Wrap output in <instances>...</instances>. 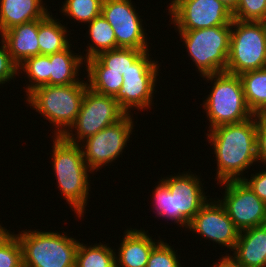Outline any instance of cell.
<instances>
[{
	"mask_svg": "<svg viewBox=\"0 0 266 267\" xmlns=\"http://www.w3.org/2000/svg\"><path fill=\"white\" fill-rule=\"evenodd\" d=\"M256 133L257 115L240 123L216 126L205 133L215 154L216 183L242 180L246 170L258 163Z\"/></svg>",
	"mask_w": 266,
	"mask_h": 267,
	"instance_id": "1",
	"label": "cell"
},
{
	"mask_svg": "<svg viewBox=\"0 0 266 267\" xmlns=\"http://www.w3.org/2000/svg\"><path fill=\"white\" fill-rule=\"evenodd\" d=\"M167 175L159 178L152 192L153 213L185 229L199 212L200 208L211 198L206 196L200 176L193 172ZM169 176V177H168Z\"/></svg>",
	"mask_w": 266,
	"mask_h": 267,
	"instance_id": "2",
	"label": "cell"
},
{
	"mask_svg": "<svg viewBox=\"0 0 266 267\" xmlns=\"http://www.w3.org/2000/svg\"><path fill=\"white\" fill-rule=\"evenodd\" d=\"M52 166L57 188L76 217L83 218L91 191V177L94 172L85 163L79 144L66 141L62 136H52Z\"/></svg>",
	"mask_w": 266,
	"mask_h": 267,
	"instance_id": "3",
	"label": "cell"
},
{
	"mask_svg": "<svg viewBox=\"0 0 266 267\" xmlns=\"http://www.w3.org/2000/svg\"><path fill=\"white\" fill-rule=\"evenodd\" d=\"M87 88L84 80L70 85H43L24 99L30 108L55 127L52 136H62L75 122Z\"/></svg>",
	"mask_w": 266,
	"mask_h": 267,
	"instance_id": "4",
	"label": "cell"
},
{
	"mask_svg": "<svg viewBox=\"0 0 266 267\" xmlns=\"http://www.w3.org/2000/svg\"><path fill=\"white\" fill-rule=\"evenodd\" d=\"M201 78L213 85L209 86L211 90L202 103L209 130L224 124L240 123L254 116L246 103L239 75L220 72Z\"/></svg>",
	"mask_w": 266,
	"mask_h": 267,
	"instance_id": "5",
	"label": "cell"
},
{
	"mask_svg": "<svg viewBox=\"0 0 266 267\" xmlns=\"http://www.w3.org/2000/svg\"><path fill=\"white\" fill-rule=\"evenodd\" d=\"M22 230L16 234L22 247L23 267H75L79 242L67 232Z\"/></svg>",
	"mask_w": 266,
	"mask_h": 267,
	"instance_id": "6",
	"label": "cell"
},
{
	"mask_svg": "<svg viewBox=\"0 0 266 267\" xmlns=\"http://www.w3.org/2000/svg\"><path fill=\"white\" fill-rule=\"evenodd\" d=\"M178 31L181 41L201 75L225 72L230 50L231 25Z\"/></svg>",
	"mask_w": 266,
	"mask_h": 267,
	"instance_id": "7",
	"label": "cell"
},
{
	"mask_svg": "<svg viewBox=\"0 0 266 267\" xmlns=\"http://www.w3.org/2000/svg\"><path fill=\"white\" fill-rule=\"evenodd\" d=\"M263 68H266V34L263 22L233 19L225 72L240 75Z\"/></svg>",
	"mask_w": 266,
	"mask_h": 267,
	"instance_id": "8",
	"label": "cell"
},
{
	"mask_svg": "<svg viewBox=\"0 0 266 267\" xmlns=\"http://www.w3.org/2000/svg\"><path fill=\"white\" fill-rule=\"evenodd\" d=\"M145 51L123 74V85L114 96L120 107L127 113L131 110L146 111L154 106V94L159 78V61ZM153 59V60H152ZM154 97V98H153ZM134 108V109H133Z\"/></svg>",
	"mask_w": 266,
	"mask_h": 267,
	"instance_id": "9",
	"label": "cell"
},
{
	"mask_svg": "<svg viewBox=\"0 0 266 267\" xmlns=\"http://www.w3.org/2000/svg\"><path fill=\"white\" fill-rule=\"evenodd\" d=\"M126 114L113 96L99 94L87 88L75 122L62 137L69 143L80 144Z\"/></svg>",
	"mask_w": 266,
	"mask_h": 267,
	"instance_id": "10",
	"label": "cell"
},
{
	"mask_svg": "<svg viewBox=\"0 0 266 267\" xmlns=\"http://www.w3.org/2000/svg\"><path fill=\"white\" fill-rule=\"evenodd\" d=\"M134 116L126 114L122 119L82 141L79 145L87 166L95 173L102 167L119 160L134 131ZM99 169V170H98Z\"/></svg>",
	"mask_w": 266,
	"mask_h": 267,
	"instance_id": "11",
	"label": "cell"
},
{
	"mask_svg": "<svg viewBox=\"0 0 266 267\" xmlns=\"http://www.w3.org/2000/svg\"><path fill=\"white\" fill-rule=\"evenodd\" d=\"M174 30H196L231 25L232 11L220 0H169ZM176 28V29H175Z\"/></svg>",
	"mask_w": 266,
	"mask_h": 267,
	"instance_id": "12",
	"label": "cell"
},
{
	"mask_svg": "<svg viewBox=\"0 0 266 267\" xmlns=\"http://www.w3.org/2000/svg\"><path fill=\"white\" fill-rule=\"evenodd\" d=\"M216 184L225 191L221 199H215L224 207L240 231L266 224V204L243 180H228Z\"/></svg>",
	"mask_w": 266,
	"mask_h": 267,
	"instance_id": "13",
	"label": "cell"
},
{
	"mask_svg": "<svg viewBox=\"0 0 266 267\" xmlns=\"http://www.w3.org/2000/svg\"><path fill=\"white\" fill-rule=\"evenodd\" d=\"M132 0H104L101 14L112 26L117 48L151 50L139 10Z\"/></svg>",
	"mask_w": 266,
	"mask_h": 267,
	"instance_id": "14",
	"label": "cell"
},
{
	"mask_svg": "<svg viewBox=\"0 0 266 267\" xmlns=\"http://www.w3.org/2000/svg\"><path fill=\"white\" fill-rule=\"evenodd\" d=\"M204 239L233 251L240 230L235 226L224 207L215 198L208 200L189 222L185 229Z\"/></svg>",
	"mask_w": 266,
	"mask_h": 267,
	"instance_id": "15",
	"label": "cell"
},
{
	"mask_svg": "<svg viewBox=\"0 0 266 267\" xmlns=\"http://www.w3.org/2000/svg\"><path fill=\"white\" fill-rule=\"evenodd\" d=\"M120 247L115 249L116 267H147L153 247L161 240L152 239L144 229L127 228ZM156 241V242H155Z\"/></svg>",
	"mask_w": 266,
	"mask_h": 267,
	"instance_id": "16",
	"label": "cell"
},
{
	"mask_svg": "<svg viewBox=\"0 0 266 267\" xmlns=\"http://www.w3.org/2000/svg\"><path fill=\"white\" fill-rule=\"evenodd\" d=\"M12 60L19 66L27 58L40 55L38 20L16 25L1 34Z\"/></svg>",
	"mask_w": 266,
	"mask_h": 267,
	"instance_id": "17",
	"label": "cell"
},
{
	"mask_svg": "<svg viewBox=\"0 0 266 267\" xmlns=\"http://www.w3.org/2000/svg\"><path fill=\"white\" fill-rule=\"evenodd\" d=\"M233 252L244 267H266V224L240 231Z\"/></svg>",
	"mask_w": 266,
	"mask_h": 267,
	"instance_id": "18",
	"label": "cell"
},
{
	"mask_svg": "<svg viewBox=\"0 0 266 267\" xmlns=\"http://www.w3.org/2000/svg\"><path fill=\"white\" fill-rule=\"evenodd\" d=\"M46 4L43 0H0V34L16 25L43 19L50 13Z\"/></svg>",
	"mask_w": 266,
	"mask_h": 267,
	"instance_id": "19",
	"label": "cell"
},
{
	"mask_svg": "<svg viewBox=\"0 0 266 267\" xmlns=\"http://www.w3.org/2000/svg\"><path fill=\"white\" fill-rule=\"evenodd\" d=\"M71 47L49 55L50 85H70L81 81L78 76H81L79 71L85 66V60L81 51L80 54L74 53Z\"/></svg>",
	"mask_w": 266,
	"mask_h": 267,
	"instance_id": "20",
	"label": "cell"
},
{
	"mask_svg": "<svg viewBox=\"0 0 266 267\" xmlns=\"http://www.w3.org/2000/svg\"><path fill=\"white\" fill-rule=\"evenodd\" d=\"M66 25H63L59 19L53 17L50 12L43 19H38V44L40 54L51 55L68 48L71 44Z\"/></svg>",
	"mask_w": 266,
	"mask_h": 267,
	"instance_id": "21",
	"label": "cell"
},
{
	"mask_svg": "<svg viewBox=\"0 0 266 267\" xmlns=\"http://www.w3.org/2000/svg\"><path fill=\"white\" fill-rule=\"evenodd\" d=\"M85 66L88 88L94 92L114 97L122 87L123 75L109 71L96 57L86 60Z\"/></svg>",
	"mask_w": 266,
	"mask_h": 267,
	"instance_id": "22",
	"label": "cell"
},
{
	"mask_svg": "<svg viewBox=\"0 0 266 267\" xmlns=\"http://www.w3.org/2000/svg\"><path fill=\"white\" fill-rule=\"evenodd\" d=\"M87 26L88 36L86 37H88L91 43L86 46V50H83L87 52L82 55L85 61L98 56L102 52L117 49V41L113 28L102 14L94 18Z\"/></svg>",
	"mask_w": 266,
	"mask_h": 267,
	"instance_id": "23",
	"label": "cell"
},
{
	"mask_svg": "<svg viewBox=\"0 0 266 267\" xmlns=\"http://www.w3.org/2000/svg\"><path fill=\"white\" fill-rule=\"evenodd\" d=\"M246 103L254 115L266 110V68L247 71L239 75Z\"/></svg>",
	"mask_w": 266,
	"mask_h": 267,
	"instance_id": "24",
	"label": "cell"
},
{
	"mask_svg": "<svg viewBox=\"0 0 266 267\" xmlns=\"http://www.w3.org/2000/svg\"><path fill=\"white\" fill-rule=\"evenodd\" d=\"M105 243L87 245L79 242L75 267H116L115 250Z\"/></svg>",
	"mask_w": 266,
	"mask_h": 267,
	"instance_id": "25",
	"label": "cell"
},
{
	"mask_svg": "<svg viewBox=\"0 0 266 267\" xmlns=\"http://www.w3.org/2000/svg\"><path fill=\"white\" fill-rule=\"evenodd\" d=\"M19 75L25 74L28 79L25 86L27 96L34 89L43 85H50L49 74V55H36L27 58L22 64L18 66Z\"/></svg>",
	"mask_w": 266,
	"mask_h": 267,
	"instance_id": "26",
	"label": "cell"
},
{
	"mask_svg": "<svg viewBox=\"0 0 266 267\" xmlns=\"http://www.w3.org/2000/svg\"><path fill=\"white\" fill-rule=\"evenodd\" d=\"M104 0H64L60 10L66 18L74 22L86 23L87 25L94 18L101 14ZM71 18V19H70ZM76 20V21H75Z\"/></svg>",
	"mask_w": 266,
	"mask_h": 267,
	"instance_id": "27",
	"label": "cell"
},
{
	"mask_svg": "<svg viewBox=\"0 0 266 267\" xmlns=\"http://www.w3.org/2000/svg\"><path fill=\"white\" fill-rule=\"evenodd\" d=\"M145 51L151 50H137L133 48H117L114 50L100 53L96 58L106 67L109 71H115L121 75L130 68Z\"/></svg>",
	"mask_w": 266,
	"mask_h": 267,
	"instance_id": "28",
	"label": "cell"
},
{
	"mask_svg": "<svg viewBox=\"0 0 266 267\" xmlns=\"http://www.w3.org/2000/svg\"><path fill=\"white\" fill-rule=\"evenodd\" d=\"M0 224V267H23L22 247L16 234Z\"/></svg>",
	"mask_w": 266,
	"mask_h": 267,
	"instance_id": "29",
	"label": "cell"
},
{
	"mask_svg": "<svg viewBox=\"0 0 266 267\" xmlns=\"http://www.w3.org/2000/svg\"><path fill=\"white\" fill-rule=\"evenodd\" d=\"M172 247L161 239L150 252L147 267H182L177 250Z\"/></svg>",
	"mask_w": 266,
	"mask_h": 267,
	"instance_id": "30",
	"label": "cell"
},
{
	"mask_svg": "<svg viewBox=\"0 0 266 267\" xmlns=\"http://www.w3.org/2000/svg\"><path fill=\"white\" fill-rule=\"evenodd\" d=\"M232 15L235 20L263 22L266 20V0H239Z\"/></svg>",
	"mask_w": 266,
	"mask_h": 267,
	"instance_id": "31",
	"label": "cell"
},
{
	"mask_svg": "<svg viewBox=\"0 0 266 267\" xmlns=\"http://www.w3.org/2000/svg\"><path fill=\"white\" fill-rule=\"evenodd\" d=\"M0 85L9 83L11 80L19 76L18 65L12 60L8 52L3 36L0 34ZM1 87V86H0Z\"/></svg>",
	"mask_w": 266,
	"mask_h": 267,
	"instance_id": "32",
	"label": "cell"
},
{
	"mask_svg": "<svg viewBox=\"0 0 266 267\" xmlns=\"http://www.w3.org/2000/svg\"><path fill=\"white\" fill-rule=\"evenodd\" d=\"M262 171L254 172L248 177L242 180L246 185L266 204V165Z\"/></svg>",
	"mask_w": 266,
	"mask_h": 267,
	"instance_id": "33",
	"label": "cell"
},
{
	"mask_svg": "<svg viewBox=\"0 0 266 267\" xmlns=\"http://www.w3.org/2000/svg\"><path fill=\"white\" fill-rule=\"evenodd\" d=\"M257 159L258 164L266 165V116L257 115Z\"/></svg>",
	"mask_w": 266,
	"mask_h": 267,
	"instance_id": "34",
	"label": "cell"
},
{
	"mask_svg": "<svg viewBox=\"0 0 266 267\" xmlns=\"http://www.w3.org/2000/svg\"><path fill=\"white\" fill-rule=\"evenodd\" d=\"M221 255V258L218 259V262H213V266L210 267H244L241 263H239L231 254Z\"/></svg>",
	"mask_w": 266,
	"mask_h": 267,
	"instance_id": "35",
	"label": "cell"
},
{
	"mask_svg": "<svg viewBox=\"0 0 266 267\" xmlns=\"http://www.w3.org/2000/svg\"><path fill=\"white\" fill-rule=\"evenodd\" d=\"M220 1L233 12L236 9L239 0H220Z\"/></svg>",
	"mask_w": 266,
	"mask_h": 267,
	"instance_id": "36",
	"label": "cell"
},
{
	"mask_svg": "<svg viewBox=\"0 0 266 267\" xmlns=\"http://www.w3.org/2000/svg\"><path fill=\"white\" fill-rule=\"evenodd\" d=\"M263 25H264V28H265V34H266V20L263 21Z\"/></svg>",
	"mask_w": 266,
	"mask_h": 267,
	"instance_id": "37",
	"label": "cell"
},
{
	"mask_svg": "<svg viewBox=\"0 0 266 267\" xmlns=\"http://www.w3.org/2000/svg\"><path fill=\"white\" fill-rule=\"evenodd\" d=\"M261 115H264V116H266V110L261 114Z\"/></svg>",
	"mask_w": 266,
	"mask_h": 267,
	"instance_id": "38",
	"label": "cell"
}]
</instances>
